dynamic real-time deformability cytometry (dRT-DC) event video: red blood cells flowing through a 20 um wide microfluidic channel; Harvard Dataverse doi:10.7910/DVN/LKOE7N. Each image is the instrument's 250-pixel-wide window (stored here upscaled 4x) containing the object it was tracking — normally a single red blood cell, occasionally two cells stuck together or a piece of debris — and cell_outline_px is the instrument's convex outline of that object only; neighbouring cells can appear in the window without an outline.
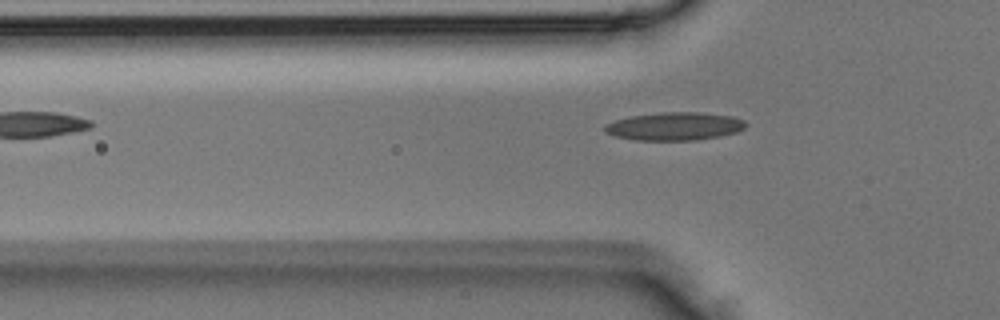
{"species": "Egyptian fruit bat (a non-hibernating species)", "species_latin": "Rousettus aegyptiacus", "temperature_condition": "room temperature", "stored_images_in_passage": 2, "camera_frame_rate_fps": 3000, "um_per_image_px": 0.085, "animal": {"sex": "male"}, "frame": {"image": 1, "passage_image": 2, "time_ms": 0.333, "image_size_px": [1000, 320], "cell_outline_px": [[748, 124], [744, 128], [736, 132], [720, 136], [692, 140], [636, 140], [616, 136], [604, 132], [604, 124], [628, 116], [660, 112], [700, 112], [732, 116], [744, 120]], "centroid_in_image_um": [57.33, 10.72], "position_along_channel_um": 68.5, "area_um2": 23.12}}